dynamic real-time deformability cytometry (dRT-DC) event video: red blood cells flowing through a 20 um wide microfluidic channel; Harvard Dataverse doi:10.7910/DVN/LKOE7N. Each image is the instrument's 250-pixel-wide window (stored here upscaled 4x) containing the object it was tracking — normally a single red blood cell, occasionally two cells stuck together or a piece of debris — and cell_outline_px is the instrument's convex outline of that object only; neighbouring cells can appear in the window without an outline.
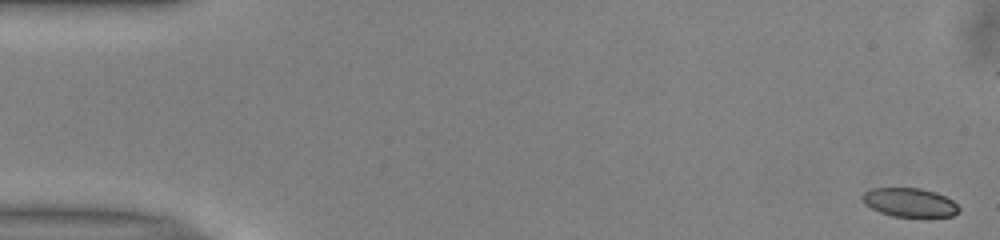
{"species": "common noctule bat (a hibernating species)", "species_latin": "Nyctalus noctula", "temperature_condition": "warm", "stored_images_in_passage": 53, "camera_frame_rate_fps": 3000, "um_per_image_px": 0.085, "animal": {"sex": "male", "body_mass_g": 13.0, "forearm_length_mm": 53.1}, "frame": {"image": 1, "passage_image": 1, "time_ms": 0.0, "image_size_px": [1000, 240], "cell_outline_px": [[960, 212], [952, 216], [924, 220], [892, 216], [880, 212], [864, 204], [860, 196], [864, 192], [872, 188], [920, 188], [936, 192], [952, 200], [960, 208]], "centroid_in_image_um": [77.36, 17.26], "position_along_channel_um": 7.6, "area_um2": 17.05}}
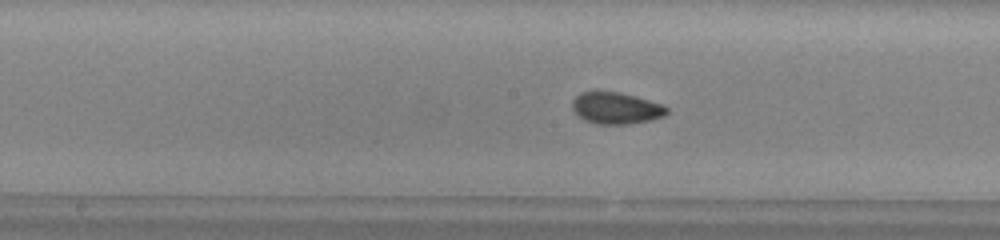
{"frame": {"image": 2, "passage_image": 26, "time_ms": 8.333, "image_size_px": [1000, 240], "cell_outline_px": [[668, 112], [664, 116], [652, 120], [628, 124], [596, 124], [584, 120], [572, 108], [572, 100], [580, 92], [620, 92], [636, 96], [664, 104], [668, 108]], "centroid_in_image_um": [52.4, 9.19], "position_along_channel_um": 195.8, "area_um2": 17.51}}
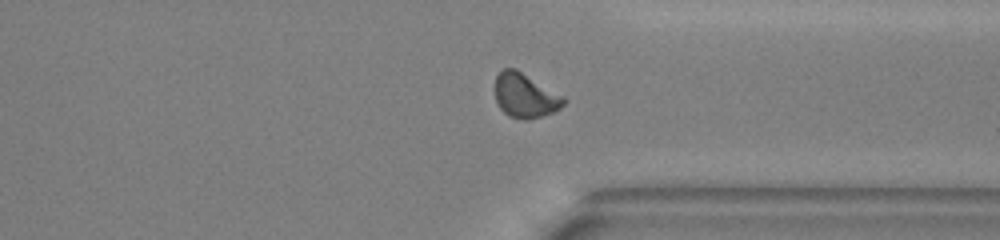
{"frame": {"image": 3, "passage_image": 39, "time_ms": 12.667, "image_size_px": [1000, 240], "cell_outline_px": [[568, 100], [560, 108], [552, 112], [528, 120], [524, 120], [508, 116], [500, 108], [496, 100], [496, 76], [504, 68], [516, 68], [564, 96]], "centroid_in_image_um": [44.65, 8.12], "position_along_channel_um": 366.7, "area_um2": 17.74}, "authors_computed_cell_mechanics": {"area_um2": 17.4556, "velocity_mm_per_s": 3.9665, "shape_relaxation_time_tau1_ms": 4.2884, "shape_relaxation_time_tau2_ms": 0.898, "deformation_change_tau1": 0.1097, "deformation_change_tau2": 0.0445}}